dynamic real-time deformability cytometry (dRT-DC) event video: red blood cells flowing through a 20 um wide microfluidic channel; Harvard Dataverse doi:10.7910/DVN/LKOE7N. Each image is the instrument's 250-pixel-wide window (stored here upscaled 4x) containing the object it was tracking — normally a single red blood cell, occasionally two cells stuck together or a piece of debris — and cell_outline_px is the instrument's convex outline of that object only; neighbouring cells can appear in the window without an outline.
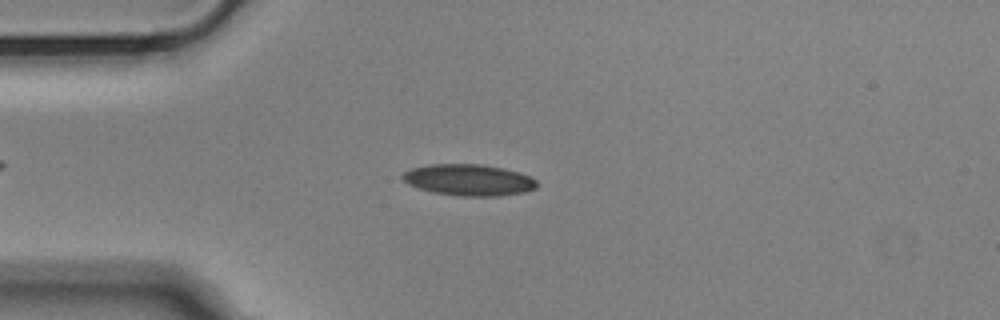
{"species": "Egyptian fruit bat (a non-hibernating species)", "species_latin": "Rousettus aegyptiacus", "temperature_condition": "cold", "stored_images_in_passage": 53, "camera_frame_rate_fps": 3000, "um_per_image_px": 0.085, "animal": {"sex": "male"}, "frame": {"image": 1, "passage_image": 12, "time_ms": 3.667, "image_size_px": [1000, 320], "cell_outline_px": [[536, 188], [524, 192], [500, 196], [460, 196], [432, 192], [408, 184], [400, 176], [404, 172], [412, 168], [428, 164], [480, 164], [504, 168], [528, 176], [536, 180]], "centroid_in_image_um": [39.82, 15.29], "position_along_channel_um": 45.2, "area_um2": 24.45}}
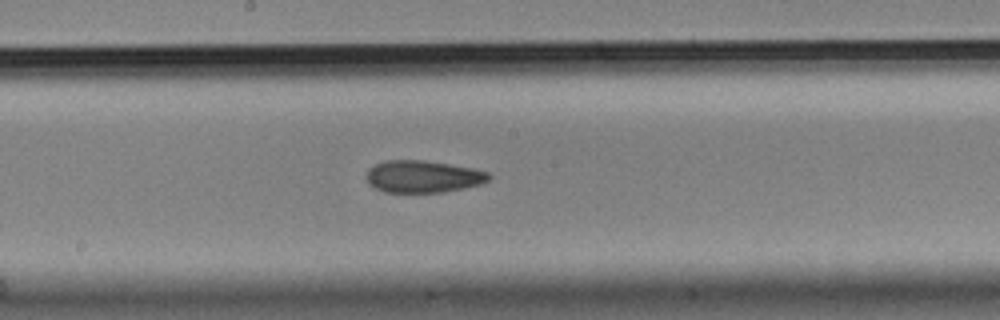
{"frame": {"image": 2, "passage_image": 27, "time_ms": 8.667, "image_size_px": [1000, 320], "cell_outline_px": [[492, 176], [484, 184], [444, 192], [384, 192], [368, 184], [368, 168], [384, 160], [424, 160], [472, 168], [488, 172]], "centroid_in_image_um": [35.98, 15.01], "position_along_channel_um": 212.2, "area_um2": 22.95}}
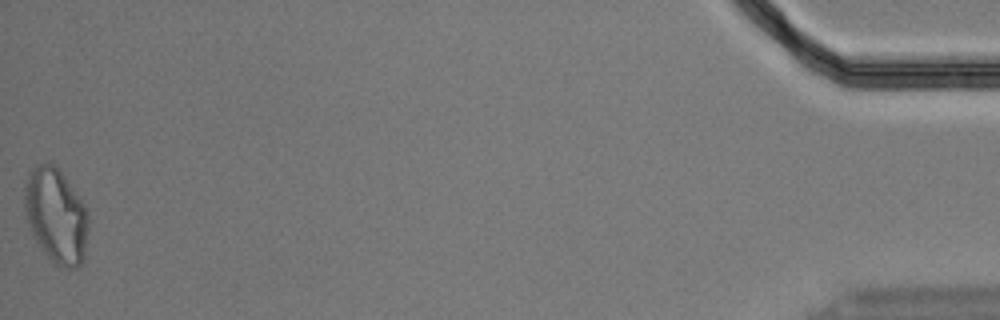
{"frame": {"image": 3, "passage_image": 53, "time_ms": 17.333, "image_size_px": [1000, 320], "cell_outline_px": [[88, 232], [84, 260], [76, 268], [68, 268], [56, 264], [48, 260], [36, 240], [32, 232], [24, 212], [24, 184], [28, 172], [36, 164], [52, 164], [64, 176], [84, 204], [88, 212]], "centroid_in_image_um": [4.76, 18.35], "position_along_channel_um": 430.4, "area_um2": 35.37}, "authors_computed_cell_mechanics": {"area_um2": 23.6402, "velocity_mm_per_s": 3.6446, "shape_relaxation_time_tau1_ms": null, "shape_relaxation_time_tau2_ms": 3.5292, "deformation_change_tau1": null, "deformation_change_tau2": 0.0978}}